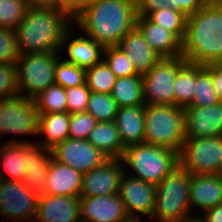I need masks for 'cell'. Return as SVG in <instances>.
I'll list each match as a JSON object with an SVG mask.
<instances>
[{"mask_svg":"<svg viewBox=\"0 0 222 222\" xmlns=\"http://www.w3.org/2000/svg\"><path fill=\"white\" fill-rule=\"evenodd\" d=\"M97 0H65L66 11L74 18L84 8L92 5Z\"/></svg>","mask_w":222,"mask_h":222,"instance_id":"cell-46","label":"cell"},{"mask_svg":"<svg viewBox=\"0 0 222 222\" xmlns=\"http://www.w3.org/2000/svg\"><path fill=\"white\" fill-rule=\"evenodd\" d=\"M30 141L29 139L28 141L11 139L0 144V176L2 179L23 181L25 171H29L31 165V156L41 147L35 141Z\"/></svg>","mask_w":222,"mask_h":222,"instance_id":"cell-14","label":"cell"},{"mask_svg":"<svg viewBox=\"0 0 222 222\" xmlns=\"http://www.w3.org/2000/svg\"><path fill=\"white\" fill-rule=\"evenodd\" d=\"M39 195L32 192L23 181L2 179L0 185V214L6 219L34 222Z\"/></svg>","mask_w":222,"mask_h":222,"instance_id":"cell-11","label":"cell"},{"mask_svg":"<svg viewBox=\"0 0 222 222\" xmlns=\"http://www.w3.org/2000/svg\"><path fill=\"white\" fill-rule=\"evenodd\" d=\"M142 219H143L142 217H128L122 222H145Z\"/></svg>","mask_w":222,"mask_h":222,"instance_id":"cell-49","label":"cell"},{"mask_svg":"<svg viewBox=\"0 0 222 222\" xmlns=\"http://www.w3.org/2000/svg\"><path fill=\"white\" fill-rule=\"evenodd\" d=\"M51 152L56 161L82 174L90 172L109 158L88 140L71 138L57 144Z\"/></svg>","mask_w":222,"mask_h":222,"instance_id":"cell-12","label":"cell"},{"mask_svg":"<svg viewBox=\"0 0 222 222\" xmlns=\"http://www.w3.org/2000/svg\"><path fill=\"white\" fill-rule=\"evenodd\" d=\"M18 58L15 30L0 27V64H15Z\"/></svg>","mask_w":222,"mask_h":222,"instance_id":"cell-39","label":"cell"},{"mask_svg":"<svg viewBox=\"0 0 222 222\" xmlns=\"http://www.w3.org/2000/svg\"><path fill=\"white\" fill-rule=\"evenodd\" d=\"M28 9L26 0H4L0 5V27L15 30Z\"/></svg>","mask_w":222,"mask_h":222,"instance_id":"cell-37","label":"cell"},{"mask_svg":"<svg viewBox=\"0 0 222 222\" xmlns=\"http://www.w3.org/2000/svg\"><path fill=\"white\" fill-rule=\"evenodd\" d=\"M128 217L119 193L80 197L81 222H122Z\"/></svg>","mask_w":222,"mask_h":222,"instance_id":"cell-17","label":"cell"},{"mask_svg":"<svg viewBox=\"0 0 222 222\" xmlns=\"http://www.w3.org/2000/svg\"><path fill=\"white\" fill-rule=\"evenodd\" d=\"M136 28L161 58L182 56V41L173 32L156 25L147 17H137Z\"/></svg>","mask_w":222,"mask_h":222,"instance_id":"cell-21","label":"cell"},{"mask_svg":"<svg viewBox=\"0 0 222 222\" xmlns=\"http://www.w3.org/2000/svg\"><path fill=\"white\" fill-rule=\"evenodd\" d=\"M136 19V1L97 0L77 14L73 24L77 30L107 48L118 46L136 27Z\"/></svg>","mask_w":222,"mask_h":222,"instance_id":"cell-1","label":"cell"},{"mask_svg":"<svg viewBox=\"0 0 222 222\" xmlns=\"http://www.w3.org/2000/svg\"><path fill=\"white\" fill-rule=\"evenodd\" d=\"M145 105L120 107L115 118L124 148L144 143Z\"/></svg>","mask_w":222,"mask_h":222,"instance_id":"cell-24","label":"cell"},{"mask_svg":"<svg viewBox=\"0 0 222 222\" xmlns=\"http://www.w3.org/2000/svg\"><path fill=\"white\" fill-rule=\"evenodd\" d=\"M33 99L40 114L67 112L66 89L59 84H52Z\"/></svg>","mask_w":222,"mask_h":222,"instance_id":"cell-30","label":"cell"},{"mask_svg":"<svg viewBox=\"0 0 222 222\" xmlns=\"http://www.w3.org/2000/svg\"><path fill=\"white\" fill-rule=\"evenodd\" d=\"M190 173L177 166L156 187L152 218L157 222H180L194 215L189 200Z\"/></svg>","mask_w":222,"mask_h":222,"instance_id":"cell-5","label":"cell"},{"mask_svg":"<svg viewBox=\"0 0 222 222\" xmlns=\"http://www.w3.org/2000/svg\"><path fill=\"white\" fill-rule=\"evenodd\" d=\"M97 121L87 112L70 114L68 136L71 139L87 140Z\"/></svg>","mask_w":222,"mask_h":222,"instance_id":"cell-38","label":"cell"},{"mask_svg":"<svg viewBox=\"0 0 222 222\" xmlns=\"http://www.w3.org/2000/svg\"><path fill=\"white\" fill-rule=\"evenodd\" d=\"M34 222H81L80 197L40 195Z\"/></svg>","mask_w":222,"mask_h":222,"instance_id":"cell-18","label":"cell"},{"mask_svg":"<svg viewBox=\"0 0 222 222\" xmlns=\"http://www.w3.org/2000/svg\"><path fill=\"white\" fill-rule=\"evenodd\" d=\"M185 138L184 108L145 105L144 143L180 152Z\"/></svg>","mask_w":222,"mask_h":222,"instance_id":"cell-6","label":"cell"},{"mask_svg":"<svg viewBox=\"0 0 222 222\" xmlns=\"http://www.w3.org/2000/svg\"><path fill=\"white\" fill-rule=\"evenodd\" d=\"M87 140L109 158H121L125 150L115 121L98 122L91 130Z\"/></svg>","mask_w":222,"mask_h":222,"instance_id":"cell-26","label":"cell"},{"mask_svg":"<svg viewBox=\"0 0 222 222\" xmlns=\"http://www.w3.org/2000/svg\"><path fill=\"white\" fill-rule=\"evenodd\" d=\"M210 0H167V7L184 13L186 16L195 14L202 9Z\"/></svg>","mask_w":222,"mask_h":222,"instance_id":"cell-42","label":"cell"},{"mask_svg":"<svg viewBox=\"0 0 222 222\" xmlns=\"http://www.w3.org/2000/svg\"><path fill=\"white\" fill-rule=\"evenodd\" d=\"M62 59L57 61L55 67V83L65 89L85 84V69Z\"/></svg>","mask_w":222,"mask_h":222,"instance_id":"cell-36","label":"cell"},{"mask_svg":"<svg viewBox=\"0 0 222 222\" xmlns=\"http://www.w3.org/2000/svg\"><path fill=\"white\" fill-rule=\"evenodd\" d=\"M186 138L222 136V102L184 108Z\"/></svg>","mask_w":222,"mask_h":222,"instance_id":"cell-16","label":"cell"},{"mask_svg":"<svg viewBox=\"0 0 222 222\" xmlns=\"http://www.w3.org/2000/svg\"><path fill=\"white\" fill-rule=\"evenodd\" d=\"M196 64L186 63L174 80V105L185 108L192 104L195 94Z\"/></svg>","mask_w":222,"mask_h":222,"instance_id":"cell-29","label":"cell"},{"mask_svg":"<svg viewBox=\"0 0 222 222\" xmlns=\"http://www.w3.org/2000/svg\"><path fill=\"white\" fill-rule=\"evenodd\" d=\"M69 121L68 112L40 114L38 135L44 139L36 143L49 150L53 149L57 144L69 138Z\"/></svg>","mask_w":222,"mask_h":222,"instance_id":"cell-25","label":"cell"},{"mask_svg":"<svg viewBox=\"0 0 222 222\" xmlns=\"http://www.w3.org/2000/svg\"><path fill=\"white\" fill-rule=\"evenodd\" d=\"M116 79L104 60L85 70V83L91 92L110 94Z\"/></svg>","mask_w":222,"mask_h":222,"instance_id":"cell-31","label":"cell"},{"mask_svg":"<svg viewBox=\"0 0 222 222\" xmlns=\"http://www.w3.org/2000/svg\"><path fill=\"white\" fill-rule=\"evenodd\" d=\"M91 91L87 84L66 89L67 112L69 114L85 112Z\"/></svg>","mask_w":222,"mask_h":222,"instance_id":"cell-41","label":"cell"},{"mask_svg":"<svg viewBox=\"0 0 222 222\" xmlns=\"http://www.w3.org/2000/svg\"><path fill=\"white\" fill-rule=\"evenodd\" d=\"M186 63L183 56L161 58L142 75L145 105H174V80L177 72Z\"/></svg>","mask_w":222,"mask_h":222,"instance_id":"cell-10","label":"cell"},{"mask_svg":"<svg viewBox=\"0 0 222 222\" xmlns=\"http://www.w3.org/2000/svg\"><path fill=\"white\" fill-rule=\"evenodd\" d=\"M60 52L19 54L17 60L18 93L33 99L55 83V67Z\"/></svg>","mask_w":222,"mask_h":222,"instance_id":"cell-7","label":"cell"},{"mask_svg":"<svg viewBox=\"0 0 222 222\" xmlns=\"http://www.w3.org/2000/svg\"><path fill=\"white\" fill-rule=\"evenodd\" d=\"M201 217L205 222H222V202L205 210Z\"/></svg>","mask_w":222,"mask_h":222,"instance_id":"cell-47","label":"cell"},{"mask_svg":"<svg viewBox=\"0 0 222 222\" xmlns=\"http://www.w3.org/2000/svg\"><path fill=\"white\" fill-rule=\"evenodd\" d=\"M167 0H136L137 17H147L150 13L167 7Z\"/></svg>","mask_w":222,"mask_h":222,"instance_id":"cell-43","label":"cell"},{"mask_svg":"<svg viewBox=\"0 0 222 222\" xmlns=\"http://www.w3.org/2000/svg\"><path fill=\"white\" fill-rule=\"evenodd\" d=\"M119 196L129 217L145 215L152 218L156 197V187L153 184L124 173Z\"/></svg>","mask_w":222,"mask_h":222,"instance_id":"cell-15","label":"cell"},{"mask_svg":"<svg viewBox=\"0 0 222 222\" xmlns=\"http://www.w3.org/2000/svg\"><path fill=\"white\" fill-rule=\"evenodd\" d=\"M200 215H192L187 218H183L180 222H205Z\"/></svg>","mask_w":222,"mask_h":222,"instance_id":"cell-48","label":"cell"},{"mask_svg":"<svg viewBox=\"0 0 222 222\" xmlns=\"http://www.w3.org/2000/svg\"><path fill=\"white\" fill-rule=\"evenodd\" d=\"M103 60L117 78L139 75L129 57L119 46L104 48Z\"/></svg>","mask_w":222,"mask_h":222,"instance_id":"cell-35","label":"cell"},{"mask_svg":"<svg viewBox=\"0 0 222 222\" xmlns=\"http://www.w3.org/2000/svg\"><path fill=\"white\" fill-rule=\"evenodd\" d=\"M147 18L163 29L173 32L183 41L187 23V16L184 13L166 7L150 13Z\"/></svg>","mask_w":222,"mask_h":222,"instance_id":"cell-33","label":"cell"},{"mask_svg":"<svg viewBox=\"0 0 222 222\" xmlns=\"http://www.w3.org/2000/svg\"><path fill=\"white\" fill-rule=\"evenodd\" d=\"M124 173L121 158H108L101 165L83 174L80 197L119 193Z\"/></svg>","mask_w":222,"mask_h":222,"instance_id":"cell-13","label":"cell"},{"mask_svg":"<svg viewBox=\"0 0 222 222\" xmlns=\"http://www.w3.org/2000/svg\"><path fill=\"white\" fill-rule=\"evenodd\" d=\"M195 94L189 106H207L219 103L220 100L212 83L211 72L202 65L196 64Z\"/></svg>","mask_w":222,"mask_h":222,"instance_id":"cell-32","label":"cell"},{"mask_svg":"<svg viewBox=\"0 0 222 222\" xmlns=\"http://www.w3.org/2000/svg\"><path fill=\"white\" fill-rule=\"evenodd\" d=\"M121 159L125 173L154 186L179 166V152L147 143L125 148Z\"/></svg>","mask_w":222,"mask_h":222,"instance_id":"cell-4","label":"cell"},{"mask_svg":"<svg viewBox=\"0 0 222 222\" xmlns=\"http://www.w3.org/2000/svg\"><path fill=\"white\" fill-rule=\"evenodd\" d=\"M189 200L191 211L202 213L222 202V174H190Z\"/></svg>","mask_w":222,"mask_h":222,"instance_id":"cell-20","label":"cell"},{"mask_svg":"<svg viewBox=\"0 0 222 222\" xmlns=\"http://www.w3.org/2000/svg\"><path fill=\"white\" fill-rule=\"evenodd\" d=\"M39 118L40 113L34 99L20 94L1 99L0 138L6 134L31 137L38 135Z\"/></svg>","mask_w":222,"mask_h":222,"instance_id":"cell-9","label":"cell"},{"mask_svg":"<svg viewBox=\"0 0 222 222\" xmlns=\"http://www.w3.org/2000/svg\"><path fill=\"white\" fill-rule=\"evenodd\" d=\"M82 177L81 172L59 163L52 157L44 194L80 197Z\"/></svg>","mask_w":222,"mask_h":222,"instance_id":"cell-22","label":"cell"},{"mask_svg":"<svg viewBox=\"0 0 222 222\" xmlns=\"http://www.w3.org/2000/svg\"><path fill=\"white\" fill-rule=\"evenodd\" d=\"M27 6L31 8H45L66 11L65 0H26Z\"/></svg>","mask_w":222,"mask_h":222,"instance_id":"cell-45","label":"cell"},{"mask_svg":"<svg viewBox=\"0 0 222 222\" xmlns=\"http://www.w3.org/2000/svg\"><path fill=\"white\" fill-rule=\"evenodd\" d=\"M51 150L40 147L31 156V165L29 171H25L23 182L32 191L39 196L44 194L50 161L52 159Z\"/></svg>","mask_w":222,"mask_h":222,"instance_id":"cell-28","label":"cell"},{"mask_svg":"<svg viewBox=\"0 0 222 222\" xmlns=\"http://www.w3.org/2000/svg\"><path fill=\"white\" fill-rule=\"evenodd\" d=\"M179 165L190 174H222V136L185 138Z\"/></svg>","mask_w":222,"mask_h":222,"instance_id":"cell-8","label":"cell"},{"mask_svg":"<svg viewBox=\"0 0 222 222\" xmlns=\"http://www.w3.org/2000/svg\"><path fill=\"white\" fill-rule=\"evenodd\" d=\"M205 67L211 72L213 87L222 102V62L211 63Z\"/></svg>","mask_w":222,"mask_h":222,"instance_id":"cell-44","label":"cell"},{"mask_svg":"<svg viewBox=\"0 0 222 222\" xmlns=\"http://www.w3.org/2000/svg\"><path fill=\"white\" fill-rule=\"evenodd\" d=\"M118 46L129 57L139 75L146 74L161 59L136 27L120 41Z\"/></svg>","mask_w":222,"mask_h":222,"instance_id":"cell-23","label":"cell"},{"mask_svg":"<svg viewBox=\"0 0 222 222\" xmlns=\"http://www.w3.org/2000/svg\"><path fill=\"white\" fill-rule=\"evenodd\" d=\"M110 95L119 108L145 105L142 75L117 78Z\"/></svg>","mask_w":222,"mask_h":222,"instance_id":"cell-27","label":"cell"},{"mask_svg":"<svg viewBox=\"0 0 222 222\" xmlns=\"http://www.w3.org/2000/svg\"><path fill=\"white\" fill-rule=\"evenodd\" d=\"M73 31L70 28L62 41L61 50L63 48L67 54L64 60L85 70L100 63L103 60L104 48L82 32L74 37L75 30Z\"/></svg>","mask_w":222,"mask_h":222,"instance_id":"cell-19","label":"cell"},{"mask_svg":"<svg viewBox=\"0 0 222 222\" xmlns=\"http://www.w3.org/2000/svg\"><path fill=\"white\" fill-rule=\"evenodd\" d=\"M18 94L16 63L0 64V100Z\"/></svg>","mask_w":222,"mask_h":222,"instance_id":"cell-40","label":"cell"},{"mask_svg":"<svg viewBox=\"0 0 222 222\" xmlns=\"http://www.w3.org/2000/svg\"><path fill=\"white\" fill-rule=\"evenodd\" d=\"M73 27L75 29L73 17L67 11L28 7L15 29L18 52H62L65 34Z\"/></svg>","mask_w":222,"mask_h":222,"instance_id":"cell-3","label":"cell"},{"mask_svg":"<svg viewBox=\"0 0 222 222\" xmlns=\"http://www.w3.org/2000/svg\"><path fill=\"white\" fill-rule=\"evenodd\" d=\"M182 56L188 63L208 65L222 62V2L210 0L187 16Z\"/></svg>","mask_w":222,"mask_h":222,"instance_id":"cell-2","label":"cell"},{"mask_svg":"<svg viewBox=\"0 0 222 222\" xmlns=\"http://www.w3.org/2000/svg\"><path fill=\"white\" fill-rule=\"evenodd\" d=\"M119 107L110 94L91 92L85 112L97 122L115 121Z\"/></svg>","mask_w":222,"mask_h":222,"instance_id":"cell-34","label":"cell"}]
</instances>
